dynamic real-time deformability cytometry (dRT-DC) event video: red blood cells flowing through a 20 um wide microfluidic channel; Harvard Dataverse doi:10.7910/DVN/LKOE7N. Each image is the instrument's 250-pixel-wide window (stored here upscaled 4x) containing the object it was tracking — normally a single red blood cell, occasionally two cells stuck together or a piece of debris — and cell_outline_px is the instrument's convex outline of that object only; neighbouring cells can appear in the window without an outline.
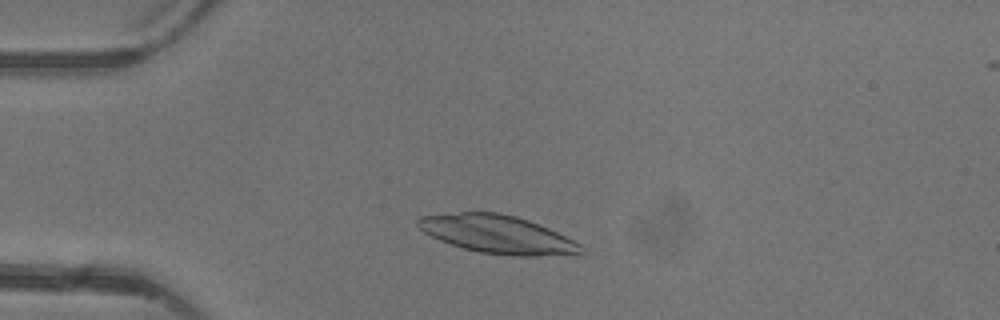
{"species": "common noctule bat (a hibernating species)", "species_latin": "Nyctalus noctula", "temperature_condition": "warm", "stored_images_in_passage": 2, "camera_frame_rate_fps": 3000, "um_per_image_px": 0.085, "animal": {"sex": "female"}, "frame": {"image": 1, "passage_image": 1, "time_ms": 0.0, "image_size_px": [1000, 320], "cell_outline_px": [[584, 252], [536, 256], [520, 256], [480, 252], [464, 248], [440, 240], [424, 232], [416, 224], [416, 220], [420, 216], [460, 212], [500, 212], [516, 216], [528, 220], [548, 228], [580, 244]], "centroid_in_image_um": [42.23, 19.89], "position_along_channel_um": 42.8, "area_um2": 35.6}}